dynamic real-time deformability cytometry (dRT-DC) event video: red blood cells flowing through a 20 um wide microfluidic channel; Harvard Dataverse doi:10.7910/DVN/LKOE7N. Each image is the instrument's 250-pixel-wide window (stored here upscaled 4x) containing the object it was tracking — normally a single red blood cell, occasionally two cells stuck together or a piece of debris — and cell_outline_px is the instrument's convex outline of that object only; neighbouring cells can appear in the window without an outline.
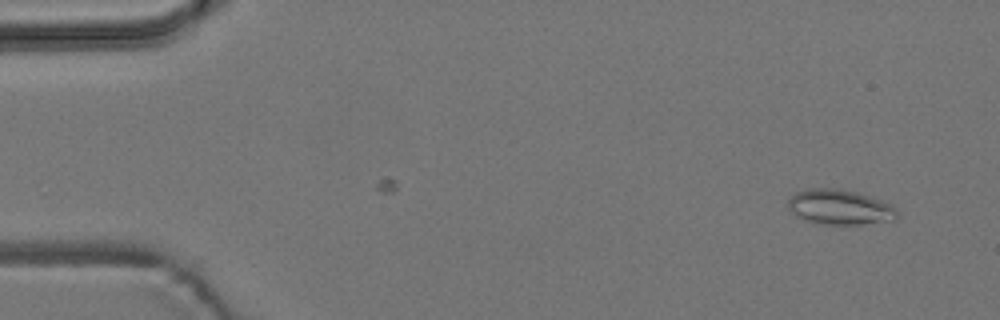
{"species": "common noctule bat (a hibernating species)", "species_latin": "Nyctalus noctula", "temperature_condition": "room temperature", "stored_images_in_passage": 3, "camera_frame_rate_fps": 3000, "um_per_image_px": 0.085, "animal": {"sex": "male", "body_mass_g": 19.2, "forearm_length_mm": 51.8}, "frame": {"image": 1, "passage_image": 3, "time_ms": 2.333, "image_size_px": [1000, 320], "cell_outline_px": [[900, 216], [896, 220], [860, 224], [816, 224], [804, 220], [796, 216], [788, 208], [788, 200], [796, 192], [808, 188], [836, 188], [856, 192], [880, 200], [896, 208], [900, 212]], "centroid_in_image_um": [71.38, 17.62], "position_along_channel_um": 13.6, "area_um2": 22.43}}